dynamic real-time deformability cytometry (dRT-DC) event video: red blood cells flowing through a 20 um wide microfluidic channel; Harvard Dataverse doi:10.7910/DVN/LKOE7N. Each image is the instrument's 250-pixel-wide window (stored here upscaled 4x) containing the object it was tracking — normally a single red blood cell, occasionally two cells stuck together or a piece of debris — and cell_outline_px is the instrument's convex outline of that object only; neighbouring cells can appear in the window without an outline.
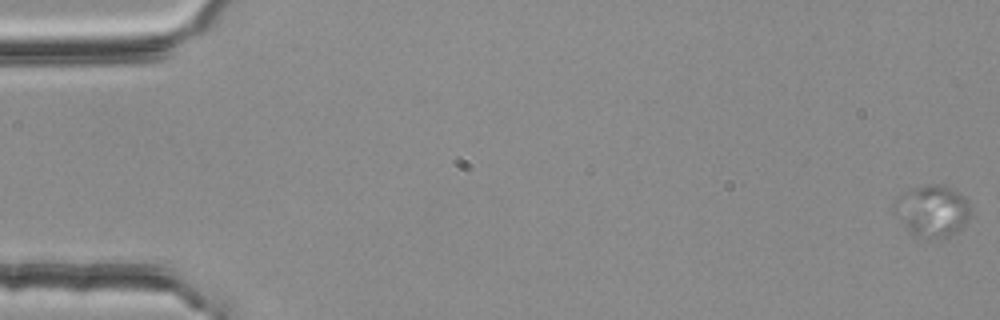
{"species": "common noctule bat (a hibernating species)", "species_latin": "Nyctalus noctula", "temperature_condition": "room temperature", "stored_images_in_passage": 31, "camera_frame_rate_fps": 3000, "um_per_image_px": 0.085, "animal": {"sex": "female", "body_mass_g": 25.1}, "frame": {"image": 1, "passage_image": 1, "time_ms": 0.0, "image_size_px": [1000, 320], "cell_outline_px": [[972, 216], [956, 232], [948, 236], [928, 240], [916, 236], [908, 228], [904, 220], [896, 200], [896, 196], [904, 192], [928, 184], [944, 184], [960, 192], [968, 200], [972, 212]], "centroid_in_image_um": [79.39, 17.91], "position_along_channel_um": 5.6, "area_um2": 22.37}}
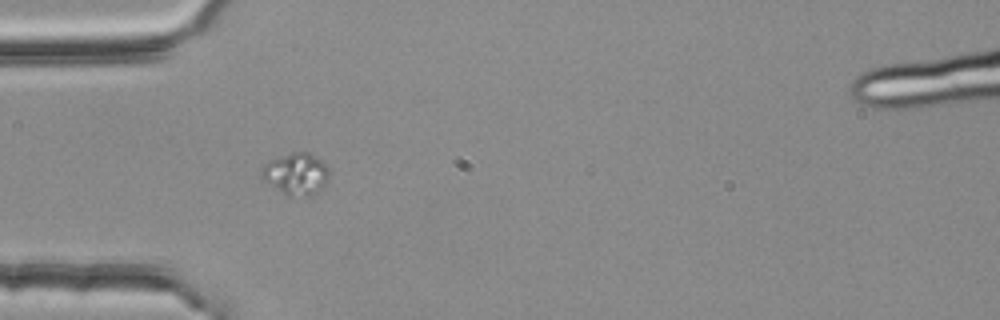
{"frame": {"image": 2, "passage_image": 18, "time_ms": 5.667, "image_size_px": [1000, 320], "cell_outline_px": [[328, 176], [324, 184], [312, 196], [288, 200], [264, 180], [264, 164], [268, 160], [292, 152], [308, 152], [316, 156], [328, 168]], "centroid_in_image_um": [25.15, 14.84], "position_along_channel_um": 59.8, "area_um2": 16.7}}